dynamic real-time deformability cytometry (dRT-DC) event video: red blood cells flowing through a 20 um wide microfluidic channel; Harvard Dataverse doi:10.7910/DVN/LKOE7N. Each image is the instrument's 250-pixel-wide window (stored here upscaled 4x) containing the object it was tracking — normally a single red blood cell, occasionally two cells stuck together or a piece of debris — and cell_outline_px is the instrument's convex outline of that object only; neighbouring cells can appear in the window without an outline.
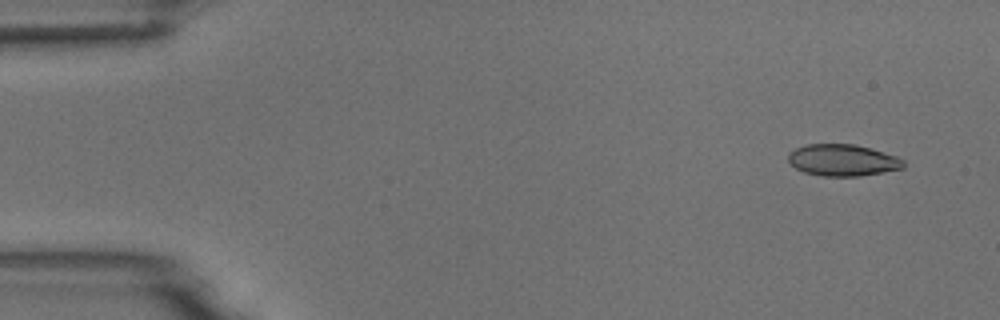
{"species": "common noctule bat (a hibernating species)", "species_latin": "Nyctalus noctula", "temperature_condition": "room temperature", "stored_images_in_passage": 8, "camera_frame_rate_fps": 3000, "um_per_image_px": 0.085, "animal": {"sex": "male", "body_mass_g": 18.8}, "frame": {"image": 1, "passage_image": 1, "time_ms": 0.0, "image_size_px": [1000, 320], "cell_outline_px": [[904, 168], [860, 176], [824, 176], [804, 172], [796, 168], [788, 160], [788, 152], [796, 148], [808, 144], [856, 144], [896, 156], [904, 160]], "centroid_in_image_um": [71.62, 13.61], "position_along_channel_um": 13.4, "area_um2": 21.15}}
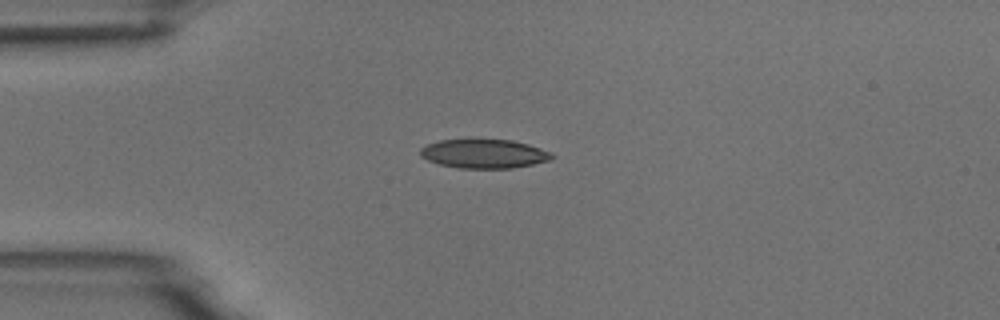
{"frame": {"image": 2, "passage_image": 3, "time_ms": 3.333, "image_size_px": [1000, 320], "cell_outline_px": [[556, 156], [548, 160], [532, 164], [512, 168], [460, 168], [440, 164], [428, 160], [420, 156], [420, 148], [428, 144], [440, 140], [512, 140], [528, 144], [552, 152]], "centroid_in_image_um": [41.15, 13.07], "position_along_channel_um": 43.8, "area_um2": 22.02}}